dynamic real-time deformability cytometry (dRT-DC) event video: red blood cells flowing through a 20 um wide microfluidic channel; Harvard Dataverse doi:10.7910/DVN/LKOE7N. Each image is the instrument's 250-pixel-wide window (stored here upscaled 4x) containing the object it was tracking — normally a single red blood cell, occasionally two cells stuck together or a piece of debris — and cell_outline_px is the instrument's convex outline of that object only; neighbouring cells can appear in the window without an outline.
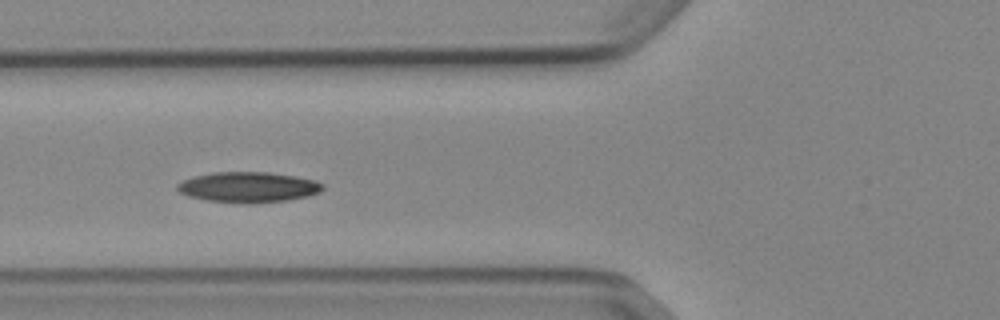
{"species": "Egyptian fruit bat (a non-hibernating species)", "species_latin": "Rousettus aegyptiacus", "temperature_condition": "cold", "stored_images_in_passage": 13, "camera_frame_rate_fps": 3000, "um_per_image_px": 0.085, "animal": {"sex": "female"}, "frame": {"image": 1, "passage_image": 6, "time_ms": 1.667, "image_size_px": [1000, 320], "cell_outline_px": [[324, 188], [320, 192], [308, 196], [288, 200], [248, 204], [244, 204], [208, 200], [188, 196], [180, 192], [176, 188], [176, 184], [184, 180], [196, 176], [212, 172], [268, 172], [316, 180], [324, 184]], "centroid_in_image_um": [21.12, 15.91], "position_along_channel_um": 104.7, "area_um2": 25.84}}